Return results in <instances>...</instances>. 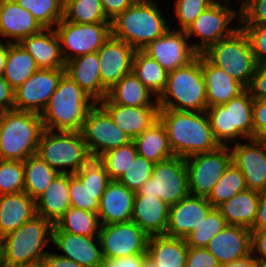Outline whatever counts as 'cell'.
I'll return each mask as SVG.
<instances>
[{
	"label": "cell",
	"instance_id": "obj_64",
	"mask_svg": "<svg viewBox=\"0 0 266 267\" xmlns=\"http://www.w3.org/2000/svg\"><path fill=\"white\" fill-rule=\"evenodd\" d=\"M258 267H266V260H257Z\"/></svg>",
	"mask_w": 266,
	"mask_h": 267
},
{
	"label": "cell",
	"instance_id": "obj_6",
	"mask_svg": "<svg viewBox=\"0 0 266 267\" xmlns=\"http://www.w3.org/2000/svg\"><path fill=\"white\" fill-rule=\"evenodd\" d=\"M44 130L40 114L17 109L3 111L0 159L24 161L36 155Z\"/></svg>",
	"mask_w": 266,
	"mask_h": 267
},
{
	"label": "cell",
	"instance_id": "obj_9",
	"mask_svg": "<svg viewBox=\"0 0 266 267\" xmlns=\"http://www.w3.org/2000/svg\"><path fill=\"white\" fill-rule=\"evenodd\" d=\"M202 54L246 88L258 66L247 35L240 27L231 36L211 45Z\"/></svg>",
	"mask_w": 266,
	"mask_h": 267
},
{
	"label": "cell",
	"instance_id": "obj_25",
	"mask_svg": "<svg viewBox=\"0 0 266 267\" xmlns=\"http://www.w3.org/2000/svg\"><path fill=\"white\" fill-rule=\"evenodd\" d=\"M251 233L248 228L227 225L209 241L206 249L220 265L239 260L251 254Z\"/></svg>",
	"mask_w": 266,
	"mask_h": 267
},
{
	"label": "cell",
	"instance_id": "obj_10",
	"mask_svg": "<svg viewBox=\"0 0 266 267\" xmlns=\"http://www.w3.org/2000/svg\"><path fill=\"white\" fill-rule=\"evenodd\" d=\"M189 194L185 158L174 156L154 164L151 177L135 196H152L173 205Z\"/></svg>",
	"mask_w": 266,
	"mask_h": 267
},
{
	"label": "cell",
	"instance_id": "obj_38",
	"mask_svg": "<svg viewBox=\"0 0 266 267\" xmlns=\"http://www.w3.org/2000/svg\"><path fill=\"white\" fill-rule=\"evenodd\" d=\"M132 72L153 93L155 99H158L166 87L168 71L142 50H136L133 56Z\"/></svg>",
	"mask_w": 266,
	"mask_h": 267
},
{
	"label": "cell",
	"instance_id": "obj_61",
	"mask_svg": "<svg viewBox=\"0 0 266 267\" xmlns=\"http://www.w3.org/2000/svg\"><path fill=\"white\" fill-rule=\"evenodd\" d=\"M11 42L13 41L7 40V43H3V41H0V75H3L4 73L6 57Z\"/></svg>",
	"mask_w": 266,
	"mask_h": 267
},
{
	"label": "cell",
	"instance_id": "obj_42",
	"mask_svg": "<svg viewBox=\"0 0 266 267\" xmlns=\"http://www.w3.org/2000/svg\"><path fill=\"white\" fill-rule=\"evenodd\" d=\"M64 19L81 24L110 22L104 14L101 0H66Z\"/></svg>",
	"mask_w": 266,
	"mask_h": 267
},
{
	"label": "cell",
	"instance_id": "obj_12",
	"mask_svg": "<svg viewBox=\"0 0 266 267\" xmlns=\"http://www.w3.org/2000/svg\"><path fill=\"white\" fill-rule=\"evenodd\" d=\"M55 31L60 40L64 62L97 52L111 35L110 22L81 24L69 22L64 18L57 24Z\"/></svg>",
	"mask_w": 266,
	"mask_h": 267
},
{
	"label": "cell",
	"instance_id": "obj_45",
	"mask_svg": "<svg viewBox=\"0 0 266 267\" xmlns=\"http://www.w3.org/2000/svg\"><path fill=\"white\" fill-rule=\"evenodd\" d=\"M227 225L221 212L214 208L206 220L185 237L186 244L190 247L206 248L209 241Z\"/></svg>",
	"mask_w": 266,
	"mask_h": 267
},
{
	"label": "cell",
	"instance_id": "obj_27",
	"mask_svg": "<svg viewBox=\"0 0 266 267\" xmlns=\"http://www.w3.org/2000/svg\"><path fill=\"white\" fill-rule=\"evenodd\" d=\"M44 28L15 0H0V35L19 43L23 38L40 33Z\"/></svg>",
	"mask_w": 266,
	"mask_h": 267
},
{
	"label": "cell",
	"instance_id": "obj_40",
	"mask_svg": "<svg viewBox=\"0 0 266 267\" xmlns=\"http://www.w3.org/2000/svg\"><path fill=\"white\" fill-rule=\"evenodd\" d=\"M54 225L60 231L89 237H98L101 226L97 213L75 207H70Z\"/></svg>",
	"mask_w": 266,
	"mask_h": 267
},
{
	"label": "cell",
	"instance_id": "obj_55",
	"mask_svg": "<svg viewBox=\"0 0 266 267\" xmlns=\"http://www.w3.org/2000/svg\"><path fill=\"white\" fill-rule=\"evenodd\" d=\"M136 0H101L104 14L109 21L128 9Z\"/></svg>",
	"mask_w": 266,
	"mask_h": 267
},
{
	"label": "cell",
	"instance_id": "obj_26",
	"mask_svg": "<svg viewBox=\"0 0 266 267\" xmlns=\"http://www.w3.org/2000/svg\"><path fill=\"white\" fill-rule=\"evenodd\" d=\"M98 53H88L65 62V74L98 103L108 95L100 77Z\"/></svg>",
	"mask_w": 266,
	"mask_h": 267
},
{
	"label": "cell",
	"instance_id": "obj_8",
	"mask_svg": "<svg viewBox=\"0 0 266 267\" xmlns=\"http://www.w3.org/2000/svg\"><path fill=\"white\" fill-rule=\"evenodd\" d=\"M253 101L246 89L223 105L207 107L213 134L221 146L227 145L226 140L253 138Z\"/></svg>",
	"mask_w": 266,
	"mask_h": 267
},
{
	"label": "cell",
	"instance_id": "obj_46",
	"mask_svg": "<svg viewBox=\"0 0 266 267\" xmlns=\"http://www.w3.org/2000/svg\"><path fill=\"white\" fill-rule=\"evenodd\" d=\"M24 191L23 161L0 159V196Z\"/></svg>",
	"mask_w": 266,
	"mask_h": 267
},
{
	"label": "cell",
	"instance_id": "obj_15",
	"mask_svg": "<svg viewBox=\"0 0 266 267\" xmlns=\"http://www.w3.org/2000/svg\"><path fill=\"white\" fill-rule=\"evenodd\" d=\"M219 1V2H218ZM215 1L211 6L202 11L201 14L185 30L190 38L192 35L198 36L202 42L192 44L193 49L202 54L211 45L231 36L238 28L227 27L235 18L237 12L227 7L228 1L223 5L221 0Z\"/></svg>",
	"mask_w": 266,
	"mask_h": 267
},
{
	"label": "cell",
	"instance_id": "obj_58",
	"mask_svg": "<svg viewBox=\"0 0 266 267\" xmlns=\"http://www.w3.org/2000/svg\"><path fill=\"white\" fill-rule=\"evenodd\" d=\"M251 231L266 230V189L259 191V204Z\"/></svg>",
	"mask_w": 266,
	"mask_h": 267
},
{
	"label": "cell",
	"instance_id": "obj_20",
	"mask_svg": "<svg viewBox=\"0 0 266 267\" xmlns=\"http://www.w3.org/2000/svg\"><path fill=\"white\" fill-rule=\"evenodd\" d=\"M102 85L109 90L123 76L132 72L135 50L127 43L110 35L97 51Z\"/></svg>",
	"mask_w": 266,
	"mask_h": 267
},
{
	"label": "cell",
	"instance_id": "obj_16",
	"mask_svg": "<svg viewBox=\"0 0 266 267\" xmlns=\"http://www.w3.org/2000/svg\"><path fill=\"white\" fill-rule=\"evenodd\" d=\"M98 238L103 258L147 254L149 236L132 221L101 225Z\"/></svg>",
	"mask_w": 266,
	"mask_h": 267
},
{
	"label": "cell",
	"instance_id": "obj_32",
	"mask_svg": "<svg viewBox=\"0 0 266 267\" xmlns=\"http://www.w3.org/2000/svg\"><path fill=\"white\" fill-rule=\"evenodd\" d=\"M36 215L53 225L70 208L69 173L58 174L46 190L35 200Z\"/></svg>",
	"mask_w": 266,
	"mask_h": 267
},
{
	"label": "cell",
	"instance_id": "obj_19",
	"mask_svg": "<svg viewBox=\"0 0 266 267\" xmlns=\"http://www.w3.org/2000/svg\"><path fill=\"white\" fill-rule=\"evenodd\" d=\"M248 143L235 142L232 163L242 172L248 189H266V139H249Z\"/></svg>",
	"mask_w": 266,
	"mask_h": 267
},
{
	"label": "cell",
	"instance_id": "obj_49",
	"mask_svg": "<svg viewBox=\"0 0 266 267\" xmlns=\"http://www.w3.org/2000/svg\"><path fill=\"white\" fill-rule=\"evenodd\" d=\"M257 65L266 66V25H241Z\"/></svg>",
	"mask_w": 266,
	"mask_h": 267
},
{
	"label": "cell",
	"instance_id": "obj_54",
	"mask_svg": "<svg viewBox=\"0 0 266 267\" xmlns=\"http://www.w3.org/2000/svg\"><path fill=\"white\" fill-rule=\"evenodd\" d=\"M147 254L119 258H103L101 267H143Z\"/></svg>",
	"mask_w": 266,
	"mask_h": 267
},
{
	"label": "cell",
	"instance_id": "obj_3",
	"mask_svg": "<svg viewBox=\"0 0 266 267\" xmlns=\"http://www.w3.org/2000/svg\"><path fill=\"white\" fill-rule=\"evenodd\" d=\"M52 229L49 220L36 215L2 237L4 267H41L48 253L44 248L52 240Z\"/></svg>",
	"mask_w": 266,
	"mask_h": 267
},
{
	"label": "cell",
	"instance_id": "obj_22",
	"mask_svg": "<svg viewBox=\"0 0 266 267\" xmlns=\"http://www.w3.org/2000/svg\"><path fill=\"white\" fill-rule=\"evenodd\" d=\"M98 103L132 140L159 120V106H122L108 97Z\"/></svg>",
	"mask_w": 266,
	"mask_h": 267
},
{
	"label": "cell",
	"instance_id": "obj_14",
	"mask_svg": "<svg viewBox=\"0 0 266 267\" xmlns=\"http://www.w3.org/2000/svg\"><path fill=\"white\" fill-rule=\"evenodd\" d=\"M96 103L86 116L80 130L92 158H98L104 152L125 145L132 139L111 119L109 114Z\"/></svg>",
	"mask_w": 266,
	"mask_h": 267
},
{
	"label": "cell",
	"instance_id": "obj_36",
	"mask_svg": "<svg viewBox=\"0 0 266 267\" xmlns=\"http://www.w3.org/2000/svg\"><path fill=\"white\" fill-rule=\"evenodd\" d=\"M151 93L133 72L123 76L108 90L107 97L122 106H159L157 99L150 101Z\"/></svg>",
	"mask_w": 266,
	"mask_h": 267
},
{
	"label": "cell",
	"instance_id": "obj_30",
	"mask_svg": "<svg viewBox=\"0 0 266 267\" xmlns=\"http://www.w3.org/2000/svg\"><path fill=\"white\" fill-rule=\"evenodd\" d=\"M169 207L160 198L152 196H135L132 222L137 224L148 236L165 235Z\"/></svg>",
	"mask_w": 266,
	"mask_h": 267
},
{
	"label": "cell",
	"instance_id": "obj_34",
	"mask_svg": "<svg viewBox=\"0 0 266 267\" xmlns=\"http://www.w3.org/2000/svg\"><path fill=\"white\" fill-rule=\"evenodd\" d=\"M259 204V191L245 189L217 207L228 225L251 229Z\"/></svg>",
	"mask_w": 266,
	"mask_h": 267
},
{
	"label": "cell",
	"instance_id": "obj_48",
	"mask_svg": "<svg viewBox=\"0 0 266 267\" xmlns=\"http://www.w3.org/2000/svg\"><path fill=\"white\" fill-rule=\"evenodd\" d=\"M215 1L216 0H176L175 15L181 24L179 30H186L197 16Z\"/></svg>",
	"mask_w": 266,
	"mask_h": 267
},
{
	"label": "cell",
	"instance_id": "obj_28",
	"mask_svg": "<svg viewBox=\"0 0 266 267\" xmlns=\"http://www.w3.org/2000/svg\"><path fill=\"white\" fill-rule=\"evenodd\" d=\"M202 73L208 107L223 105L246 90L244 85L221 68L213 65L203 54Z\"/></svg>",
	"mask_w": 266,
	"mask_h": 267
},
{
	"label": "cell",
	"instance_id": "obj_4",
	"mask_svg": "<svg viewBox=\"0 0 266 267\" xmlns=\"http://www.w3.org/2000/svg\"><path fill=\"white\" fill-rule=\"evenodd\" d=\"M151 0H136L110 21L111 35L129 44L135 51L165 34L170 28Z\"/></svg>",
	"mask_w": 266,
	"mask_h": 267
},
{
	"label": "cell",
	"instance_id": "obj_13",
	"mask_svg": "<svg viewBox=\"0 0 266 267\" xmlns=\"http://www.w3.org/2000/svg\"><path fill=\"white\" fill-rule=\"evenodd\" d=\"M110 181L104 165L98 158H91L78 172L69 174L70 207L97 213Z\"/></svg>",
	"mask_w": 266,
	"mask_h": 267
},
{
	"label": "cell",
	"instance_id": "obj_43",
	"mask_svg": "<svg viewBox=\"0 0 266 267\" xmlns=\"http://www.w3.org/2000/svg\"><path fill=\"white\" fill-rule=\"evenodd\" d=\"M137 149L134 141L110 149L98 157V160L104 165L110 180H119L134 162L137 155Z\"/></svg>",
	"mask_w": 266,
	"mask_h": 267
},
{
	"label": "cell",
	"instance_id": "obj_62",
	"mask_svg": "<svg viewBox=\"0 0 266 267\" xmlns=\"http://www.w3.org/2000/svg\"><path fill=\"white\" fill-rule=\"evenodd\" d=\"M143 267H158L154 261H152L148 256H146Z\"/></svg>",
	"mask_w": 266,
	"mask_h": 267
},
{
	"label": "cell",
	"instance_id": "obj_1",
	"mask_svg": "<svg viewBox=\"0 0 266 267\" xmlns=\"http://www.w3.org/2000/svg\"><path fill=\"white\" fill-rule=\"evenodd\" d=\"M159 120L166 128L174 156L186 158L214 151L221 146L213 134L206 111L160 109Z\"/></svg>",
	"mask_w": 266,
	"mask_h": 267
},
{
	"label": "cell",
	"instance_id": "obj_21",
	"mask_svg": "<svg viewBox=\"0 0 266 267\" xmlns=\"http://www.w3.org/2000/svg\"><path fill=\"white\" fill-rule=\"evenodd\" d=\"M214 207L205 197L188 195L178 203L170 205L166 236L185 238L195 230Z\"/></svg>",
	"mask_w": 266,
	"mask_h": 267
},
{
	"label": "cell",
	"instance_id": "obj_52",
	"mask_svg": "<svg viewBox=\"0 0 266 267\" xmlns=\"http://www.w3.org/2000/svg\"><path fill=\"white\" fill-rule=\"evenodd\" d=\"M253 138L266 139V99L253 101Z\"/></svg>",
	"mask_w": 266,
	"mask_h": 267
},
{
	"label": "cell",
	"instance_id": "obj_41",
	"mask_svg": "<svg viewBox=\"0 0 266 267\" xmlns=\"http://www.w3.org/2000/svg\"><path fill=\"white\" fill-rule=\"evenodd\" d=\"M245 189L247 186L242 172L231 163L206 199L214 208H217Z\"/></svg>",
	"mask_w": 266,
	"mask_h": 267
},
{
	"label": "cell",
	"instance_id": "obj_7",
	"mask_svg": "<svg viewBox=\"0 0 266 267\" xmlns=\"http://www.w3.org/2000/svg\"><path fill=\"white\" fill-rule=\"evenodd\" d=\"M55 131L45 129L41 135L37 155L60 174L78 172L92 157L80 131ZM59 167V169H58Z\"/></svg>",
	"mask_w": 266,
	"mask_h": 267
},
{
	"label": "cell",
	"instance_id": "obj_18",
	"mask_svg": "<svg viewBox=\"0 0 266 267\" xmlns=\"http://www.w3.org/2000/svg\"><path fill=\"white\" fill-rule=\"evenodd\" d=\"M187 41L185 30L173 29L172 32L169 29L161 37L149 42L142 51L169 72L189 64L198 56Z\"/></svg>",
	"mask_w": 266,
	"mask_h": 267
},
{
	"label": "cell",
	"instance_id": "obj_35",
	"mask_svg": "<svg viewBox=\"0 0 266 267\" xmlns=\"http://www.w3.org/2000/svg\"><path fill=\"white\" fill-rule=\"evenodd\" d=\"M137 153L154 164L174 157L167 131L160 120L133 139Z\"/></svg>",
	"mask_w": 266,
	"mask_h": 267
},
{
	"label": "cell",
	"instance_id": "obj_59",
	"mask_svg": "<svg viewBox=\"0 0 266 267\" xmlns=\"http://www.w3.org/2000/svg\"><path fill=\"white\" fill-rule=\"evenodd\" d=\"M41 267H85L70 259L59 256L58 254L47 253L43 259Z\"/></svg>",
	"mask_w": 266,
	"mask_h": 267
},
{
	"label": "cell",
	"instance_id": "obj_50",
	"mask_svg": "<svg viewBox=\"0 0 266 267\" xmlns=\"http://www.w3.org/2000/svg\"><path fill=\"white\" fill-rule=\"evenodd\" d=\"M242 25H266V0H250L240 7L237 18Z\"/></svg>",
	"mask_w": 266,
	"mask_h": 267
},
{
	"label": "cell",
	"instance_id": "obj_47",
	"mask_svg": "<svg viewBox=\"0 0 266 267\" xmlns=\"http://www.w3.org/2000/svg\"><path fill=\"white\" fill-rule=\"evenodd\" d=\"M154 163L137 154L134 162L118 180L129 190L137 192L151 177Z\"/></svg>",
	"mask_w": 266,
	"mask_h": 267
},
{
	"label": "cell",
	"instance_id": "obj_5",
	"mask_svg": "<svg viewBox=\"0 0 266 267\" xmlns=\"http://www.w3.org/2000/svg\"><path fill=\"white\" fill-rule=\"evenodd\" d=\"M157 101L160 109L189 112L207 110L202 54H198L189 64L168 72L166 87Z\"/></svg>",
	"mask_w": 266,
	"mask_h": 267
},
{
	"label": "cell",
	"instance_id": "obj_65",
	"mask_svg": "<svg viewBox=\"0 0 266 267\" xmlns=\"http://www.w3.org/2000/svg\"><path fill=\"white\" fill-rule=\"evenodd\" d=\"M2 122H3V111H0V134L2 129Z\"/></svg>",
	"mask_w": 266,
	"mask_h": 267
},
{
	"label": "cell",
	"instance_id": "obj_60",
	"mask_svg": "<svg viewBox=\"0 0 266 267\" xmlns=\"http://www.w3.org/2000/svg\"><path fill=\"white\" fill-rule=\"evenodd\" d=\"M249 254L248 256L241 258L239 260H235L229 263H225L221 265V267H258L257 259Z\"/></svg>",
	"mask_w": 266,
	"mask_h": 267
},
{
	"label": "cell",
	"instance_id": "obj_63",
	"mask_svg": "<svg viewBox=\"0 0 266 267\" xmlns=\"http://www.w3.org/2000/svg\"><path fill=\"white\" fill-rule=\"evenodd\" d=\"M0 267H4L3 263V243L2 239L0 238Z\"/></svg>",
	"mask_w": 266,
	"mask_h": 267
},
{
	"label": "cell",
	"instance_id": "obj_66",
	"mask_svg": "<svg viewBox=\"0 0 266 267\" xmlns=\"http://www.w3.org/2000/svg\"><path fill=\"white\" fill-rule=\"evenodd\" d=\"M224 1H228L229 2V0H224ZM244 2H243V4H242V6L244 5V4H246L248 1H250V0H243Z\"/></svg>",
	"mask_w": 266,
	"mask_h": 267
},
{
	"label": "cell",
	"instance_id": "obj_29",
	"mask_svg": "<svg viewBox=\"0 0 266 267\" xmlns=\"http://www.w3.org/2000/svg\"><path fill=\"white\" fill-rule=\"evenodd\" d=\"M47 31V33H44ZM19 44L33 57L39 69H64L60 40L54 28L23 38Z\"/></svg>",
	"mask_w": 266,
	"mask_h": 267
},
{
	"label": "cell",
	"instance_id": "obj_51",
	"mask_svg": "<svg viewBox=\"0 0 266 267\" xmlns=\"http://www.w3.org/2000/svg\"><path fill=\"white\" fill-rule=\"evenodd\" d=\"M185 267H221V265L206 248L188 246Z\"/></svg>",
	"mask_w": 266,
	"mask_h": 267
},
{
	"label": "cell",
	"instance_id": "obj_33",
	"mask_svg": "<svg viewBox=\"0 0 266 267\" xmlns=\"http://www.w3.org/2000/svg\"><path fill=\"white\" fill-rule=\"evenodd\" d=\"M187 251L185 238L149 236L147 256L158 267H185Z\"/></svg>",
	"mask_w": 266,
	"mask_h": 267
},
{
	"label": "cell",
	"instance_id": "obj_57",
	"mask_svg": "<svg viewBox=\"0 0 266 267\" xmlns=\"http://www.w3.org/2000/svg\"><path fill=\"white\" fill-rule=\"evenodd\" d=\"M14 109V90L9 86L3 75H0V111Z\"/></svg>",
	"mask_w": 266,
	"mask_h": 267
},
{
	"label": "cell",
	"instance_id": "obj_2",
	"mask_svg": "<svg viewBox=\"0 0 266 267\" xmlns=\"http://www.w3.org/2000/svg\"><path fill=\"white\" fill-rule=\"evenodd\" d=\"M96 102L65 73L56 91L40 114L44 129L51 131H80L88 111Z\"/></svg>",
	"mask_w": 266,
	"mask_h": 267
},
{
	"label": "cell",
	"instance_id": "obj_23",
	"mask_svg": "<svg viewBox=\"0 0 266 267\" xmlns=\"http://www.w3.org/2000/svg\"><path fill=\"white\" fill-rule=\"evenodd\" d=\"M97 242L95 244V240ZM52 243L64 254L59 256L70 259L85 267H101L102 250L98 237L74 235L60 231L55 225L52 229Z\"/></svg>",
	"mask_w": 266,
	"mask_h": 267
},
{
	"label": "cell",
	"instance_id": "obj_11",
	"mask_svg": "<svg viewBox=\"0 0 266 267\" xmlns=\"http://www.w3.org/2000/svg\"><path fill=\"white\" fill-rule=\"evenodd\" d=\"M231 163L232 154L228 145L186 157L190 195L207 198Z\"/></svg>",
	"mask_w": 266,
	"mask_h": 267
},
{
	"label": "cell",
	"instance_id": "obj_56",
	"mask_svg": "<svg viewBox=\"0 0 266 267\" xmlns=\"http://www.w3.org/2000/svg\"><path fill=\"white\" fill-rule=\"evenodd\" d=\"M251 254L257 255V260H266V230L252 231Z\"/></svg>",
	"mask_w": 266,
	"mask_h": 267
},
{
	"label": "cell",
	"instance_id": "obj_31",
	"mask_svg": "<svg viewBox=\"0 0 266 267\" xmlns=\"http://www.w3.org/2000/svg\"><path fill=\"white\" fill-rule=\"evenodd\" d=\"M36 216L35 200L24 191L0 196V238Z\"/></svg>",
	"mask_w": 266,
	"mask_h": 267
},
{
	"label": "cell",
	"instance_id": "obj_17",
	"mask_svg": "<svg viewBox=\"0 0 266 267\" xmlns=\"http://www.w3.org/2000/svg\"><path fill=\"white\" fill-rule=\"evenodd\" d=\"M64 73V69H38L14 90V109L41 114Z\"/></svg>",
	"mask_w": 266,
	"mask_h": 267
},
{
	"label": "cell",
	"instance_id": "obj_37",
	"mask_svg": "<svg viewBox=\"0 0 266 267\" xmlns=\"http://www.w3.org/2000/svg\"><path fill=\"white\" fill-rule=\"evenodd\" d=\"M33 57L19 43L11 42L5 62L4 79L16 90L38 70Z\"/></svg>",
	"mask_w": 266,
	"mask_h": 267
},
{
	"label": "cell",
	"instance_id": "obj_53",
	"mask_svg": "<svg viewBox=\"0 0 266 267\" xmlns=\"http://www.w3.org/2000/svg\"><path fill=\"white\" fill-rule=\"evenodd\" d=\"M253 99H266V66L258 65L246 88Z\"/></svg>",
	"mask_w": 266,
	"mask_h": 267
},
{
	"label": "cell",
	"instance_id": "obj_24",
	"mask_svg": "<svg viewBox=\"0 0 266 267\" xmlns=\"http://www.w3.org/2000/svg\"><path fill=\"white\" fill-rule=\"evenodd\" d=\"M136 192L118 180H111L99 201L97 211L100 225L125 223L132 220Z\"/></svg>",
	"mask_w": 266,
	"mask_h": 267
},
{
	"label": "cell",
	"instance_id": "obj_44",
	"mask_svg": "<svg viewBox=\"0 0 266 267\" xmlns=\"http://www.w3.org/2000/svg\"><path fill=\"white\" fill-rule=\"evenodd\" d=\"M29 11L44 29L56 26L64 18L63 0H15Z\"/></svg>",
	"mask_w": 266,
	"mask_h": 267
},
{
	"label": "cell",
	"instance_id": "obj_39",
	"mask_svg": "<svg viewBox=\"0 0 266 267\" xmlns=\"http://www.w3.org/2000/svg\"><path fill=\"white\" fill-rule=\"evenodd\" d=\"M24 192L36 200L59 174L37 154L23 161Z\"/></svg>",
	"mask_w": 266,
	"mask_h": 267
}]
</instances>
